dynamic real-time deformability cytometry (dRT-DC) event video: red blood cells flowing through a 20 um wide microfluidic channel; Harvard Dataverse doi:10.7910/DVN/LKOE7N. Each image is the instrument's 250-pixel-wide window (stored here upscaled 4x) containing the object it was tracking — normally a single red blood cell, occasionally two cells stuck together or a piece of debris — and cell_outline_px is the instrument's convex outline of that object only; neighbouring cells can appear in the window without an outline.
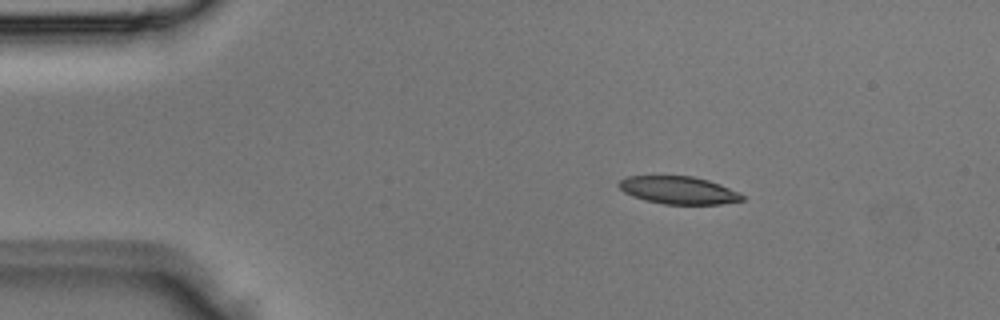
{"species": "Egyptian fruit bat (a non-hibernating species)", "species_latin": "Rousettus aegyptiacus", "temperature_condition": "room temperature", "stored_images_in_passage": 3, "segment_of_instrument_passage": [1, 2], "camera_frame_rate_fps": 3000, "um_per_image_px": 0.085, "animal": {"sex": "male"}, "frame": {"image": 1, "passage_image": 1, "time_ms": 0.0, "image_size_px": [1000, 320], "cell_outline_px": [[744, 200], [720, 204], [664, 204], [644, 200], [632, 196], [624, 192], [620, 188], [620, 180], [628, 176], [692, 176], [708, 180], [720, 184], [740, 192], [744, 196]], "centroid_in_image_um": [57.7, 16.17], "position_along_channel_um": 27.3, "area_um2": 19.83}}